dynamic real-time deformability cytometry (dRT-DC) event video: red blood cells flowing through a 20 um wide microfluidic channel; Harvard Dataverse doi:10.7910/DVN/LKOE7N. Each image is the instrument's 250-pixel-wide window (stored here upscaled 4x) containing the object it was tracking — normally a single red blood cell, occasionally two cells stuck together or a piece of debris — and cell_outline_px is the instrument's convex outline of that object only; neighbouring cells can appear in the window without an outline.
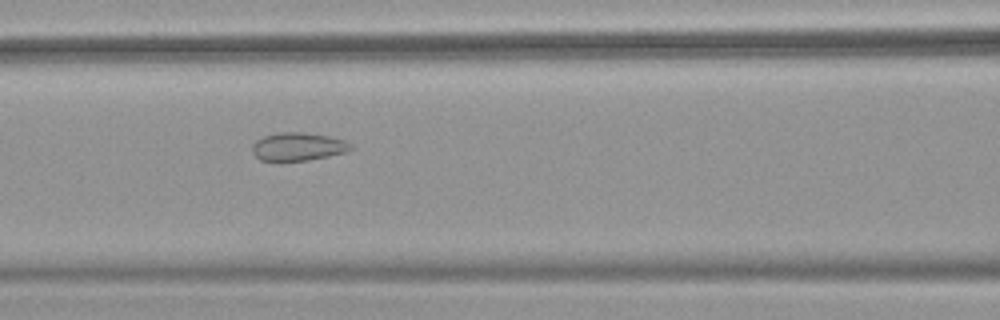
{"species": "common noctule bat (a hibernating species)", "species_latin": "Nyctalus noctula", "temperature_condition": "warm", "stored_images_in_passage": 38, "camera_frame_rate_fps": 3000, "um_per_image_px": 0.085, "animal": {"sex": "female", "body_mass_g": 18.4}, "frame": {"image": 1, "passage_image": 16, "time_ms": 5.0, "image_size_px": [1000, 320], "cell_outline_px": [[352, 148], [348, 152], [308, 160], [260, 160], [252, 152], [252, 144], [256, 140], [264, 136], [280, 132], [304, 132], [328, 136], [344, 140], [352, 144]], "centroid_in_image_um": [25.34, 12.45], "position_along_channel_um": 141.3, "area_um2": 16.07}}
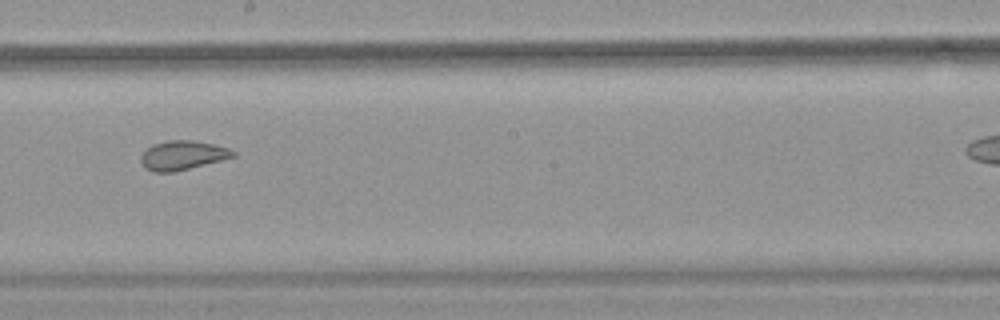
{"frame": {"image": 2, "passage_image": 23, "time_ms": 7.333, "image_size_px": [1000, 320], "cell_outline_px": [[236, 156], [172, 172], [152, 172], [144, 168], [140, 160], [140, 156], [152, 144], [168, 140], [192, 140], [212, 144], [228, 148], [236, 152]], "centroid_in_image_um": [15.48, 13.19], "position_along_channel_um": 232.7, "area_um2": 15.49}}
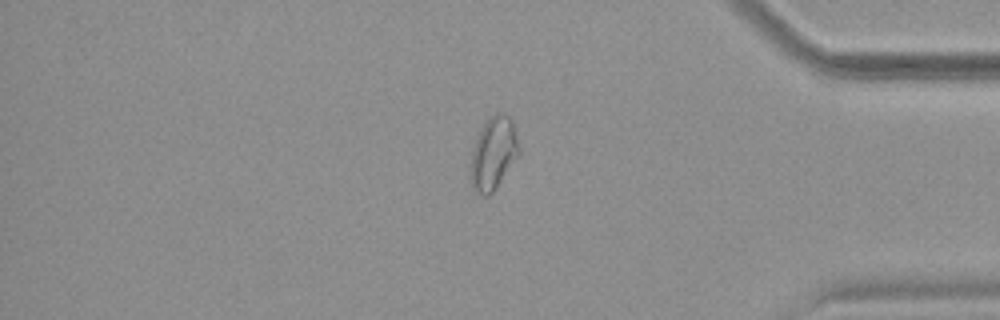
{"frame": {"image": 3, "passage_image": 37, "time_ms": 12.0, "image_size_px": [1000, 320], "cell_outline_px": [[520, 152], [496, 188], [488, 196], [484, 196], [472, 192], [468, 176], [468, 168], [472, 148], [476, 136], [484, 120], [496, 112], [500, 112], [508, 116], [512, 120], [516, 132], [520, 148]], "centroid_in_image_um": [41.87, 13.05], "position_along_channel_um": 393.3, "area_um2": 21.33}}